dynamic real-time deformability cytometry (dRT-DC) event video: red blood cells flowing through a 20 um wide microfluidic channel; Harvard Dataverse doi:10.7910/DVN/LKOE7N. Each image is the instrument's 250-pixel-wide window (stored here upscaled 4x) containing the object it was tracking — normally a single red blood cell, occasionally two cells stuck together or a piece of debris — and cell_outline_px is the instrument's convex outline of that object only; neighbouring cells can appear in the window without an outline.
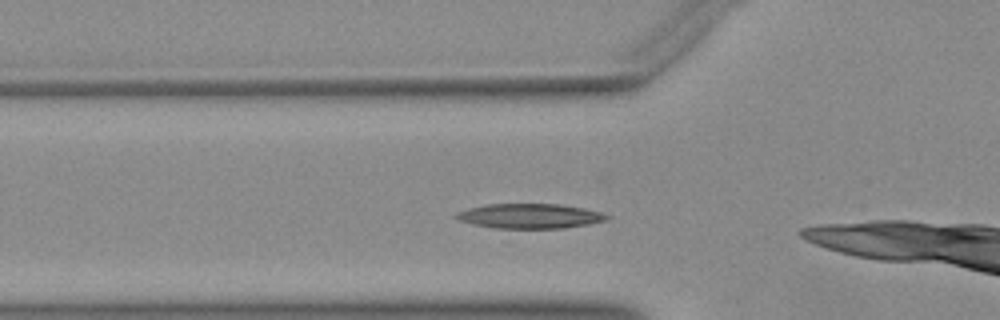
{"species": "Egyptian fruit bat (a non-hibernating species)", "species_latin": "Rousettus aegyptiacus", "temperature_condition": "warm", "stored_images_in_passage": 28, "camera_frame_rate_fps": 3000, "um_per_image_px": 0.085, "animal": {"sex": "female"}, "frame": {"image": 1, "passage_image": 3, "time_ms": 0.667, "image_size_px": [1000, 320], "cell_outline_px": [[608, 220], [588, 224], [564, 228], [496, 228], [476, 224], [460, 220], [456, 216], [460, 212], [468, 208], [488, 204], [556, 204], [580, 208], [600, 212], [608, 216]], "centroid_in_image_um": [45.06, 18.36], "position_along_channel_um": 80.7, "area_um2": 21.15}}
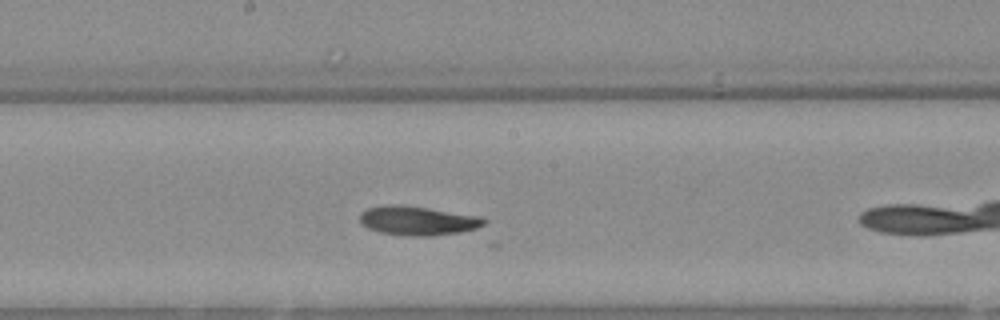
{"frame": {"image": 2, "passage_image": 13, "time_ms": 4.0, "image_size_px": [1000, 320], "cell_outline_px": [[488, 220], [484, 224], [476, 228], [460, 232], [432, 236], [408, 236], [380, 232], [368, 228], [360, 220], [360, 216], [368, 208], [384, 204], [404, 204], [480, 216]], "centroid_in_image_um": [35.53, 18.75], "position_along_channel_um": 212.7, "area_um2": 21.1}}
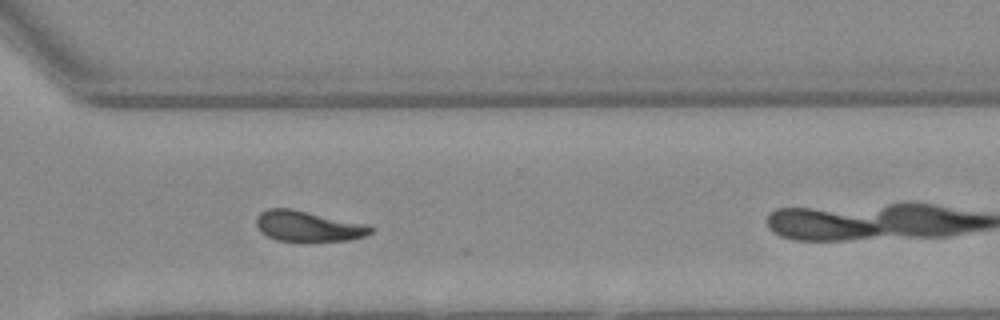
{"frame": {"image": 3, "passage_image": 23, "time_ms": 7.333, "image_size_px": [1000, 320], "cell_outline_px": [[376, 228], [372, 232], [364, 236], [348, 240], [276, 240], [268, 236], [256, 224], [256, 216], [260, 212], [268, 208], [292, 208], [368, 224]], "centroid_in_image_um": [26.22, 19.19], "position_along_channel_um": 344.4, "area_um2": 20.17}}